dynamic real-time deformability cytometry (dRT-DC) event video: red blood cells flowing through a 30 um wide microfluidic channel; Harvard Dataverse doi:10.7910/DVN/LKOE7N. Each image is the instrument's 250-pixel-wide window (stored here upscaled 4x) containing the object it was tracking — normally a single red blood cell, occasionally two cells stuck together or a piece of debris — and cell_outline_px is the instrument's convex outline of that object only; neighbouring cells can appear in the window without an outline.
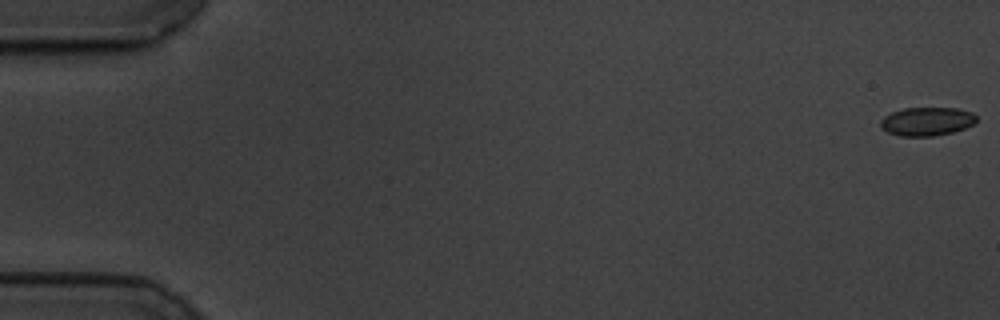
{"species": "common noctule bat (a hibernating species)", "species_latin": "Nyctalus noctula", "temperature_condition": "cold", "stored_images_in_passage": 59, "camera_frame_rate_fps": 3000, "um_per_image_px": 0.085, "animal": {"sex": "male", "body_mass_g": 19.5, "forearm_length_mm": 54.6}, "frame": {"image": 1, "passage_image": 1, "time_ms": 0.0, "image_size_px": [1000, 320], "cell_outline_px": [[976, 124], [952, 132], [932, 136], [900, 136], [888, 132], [880, 128], [880, 120], [884, 116], [892, 112], [904, 108], [956, 108], [972, 112], [976, 116]], "centroid_in_image_um": [78.77, 10.32], "position_along_channel_um": 6.2, "area_um2": 16.01}}
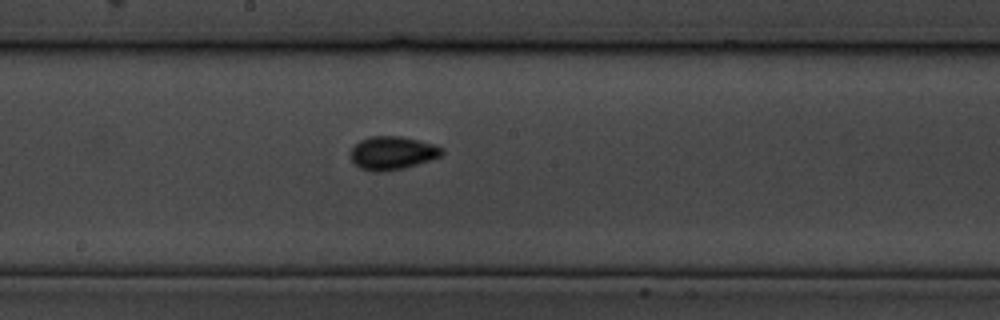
{"frame": {"image": 2, "passage_image": 32, "time_ms": 10.333, "image_size_px": [1000, 320], "cell_outline_px": [[444, 152], [440, 156], [404, 168], [380, 172], [372, 172], [360, 168], [352, 160], [352, 148], [360, 140], [368, 136], [404, 136], [436, 144], [444, 148]], "centroid_in_image_um": [33.38, 12.98], "position_along_channel_um": 214.8, "area_um2": 17.74}}
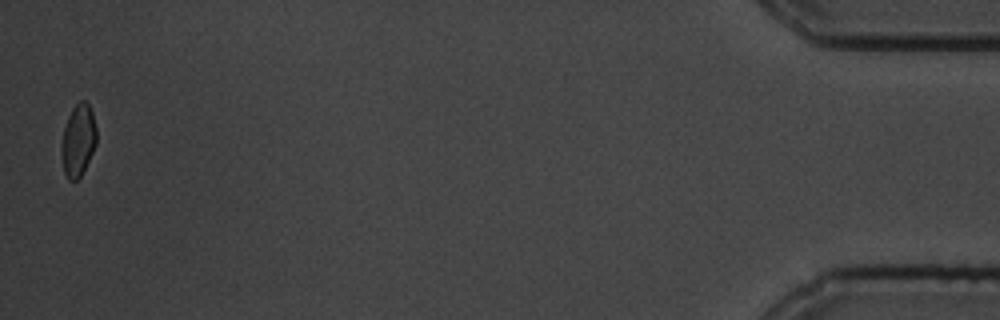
{"frame": {"image": 3, "passage_image": 58, "time_ms": 19.0, "image_size_px": [1000, 320], "cell_outline_px": [[96, 144], [80, 176], [76, 180], [68, 180], [64, 172], [60, 152], [60, 144], [64, 128], [68, 116], [72, 108], [80, 100], [84, 100], [88, 104], [92, 112], [96, 128]], "centroid_in_image_um": [6.61, 11.91], "position_along_channel_um": 428.6, "area_um2": 14.68}, "authors_computed_cell_mechanics": {"area_um2": 16.1262, "velocity_mm_per_s": 3.4949, "shape_relaxation_time_tau1_ms": null, "shape_relaxation_time_tau2_ms": 1.6216, "deformation_change_tau1": null, "deformation_change_tau2": 0.0513}}